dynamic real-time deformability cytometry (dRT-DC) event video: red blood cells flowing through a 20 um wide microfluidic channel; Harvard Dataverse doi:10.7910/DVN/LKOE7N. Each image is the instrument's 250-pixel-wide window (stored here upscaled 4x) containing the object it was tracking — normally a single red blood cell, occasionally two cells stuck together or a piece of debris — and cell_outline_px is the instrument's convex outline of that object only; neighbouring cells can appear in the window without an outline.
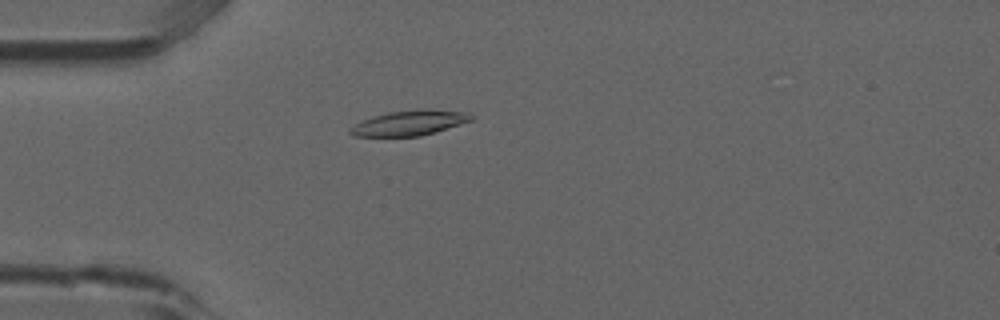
{"species": "common noctule bat (a hibernating species)", "species_latin": "Nyctalus noctula", "temperature_condition": "room temperature", "stored_images_in_passage": 50, "camera_frame_rate_fps": 3000, "um_per_image_px": 0.085, "animal": {"sex": "male", "forearm_length_mm": 52.5}, "frame": {"image": 1, "passage_image": 14, "time_ms": 4.333, "image_size_px": [1000, 320], "cell_outline_px": [[476, 116], [472, 120], [436, 132], [420, 136], [356, 136], [348, 132], [356, 124], [372, 116], [388, 112], [428, 108], [468, 112]], "centroid_in_image_um": [34.89, 10.43], "position_along_channel_um": 50.1, "area_um2": 17.69}}
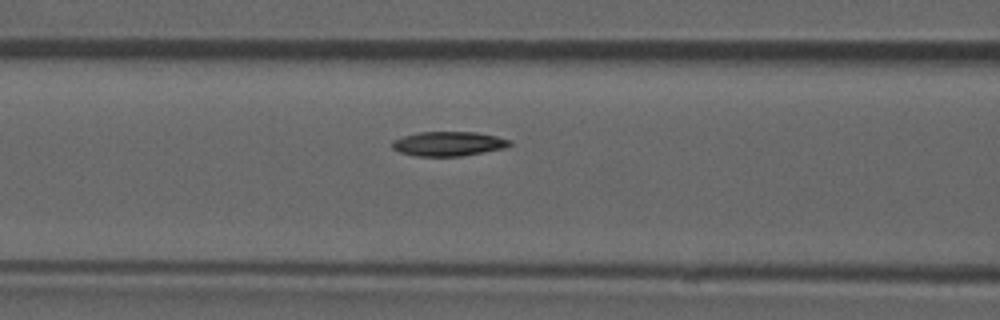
{"frame": {"image": 2, "passage_image": 21, "time_ms": 6.667, "image_size_px": [1000, 320], "cell_outline_px": [[512, 144], [504, 148], [460, 156], [416, 156], [400, 152], [392, 148], [392, 140], [404, 136], [420, 132], [476, 132], [496, 136], [512, 140]], "centroid_in_image_um": [38.12, 12.21], "position_along_channel_um": 128.5, "area_um2": 16.65}}
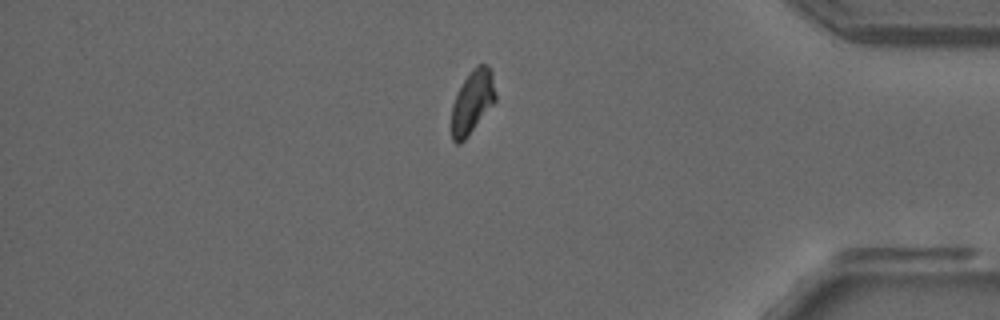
{"frame": {"image": 3, "passage_image": 44, "time_ms": 14.333, "image_size_px": [1000, 320], "cell_outline_px": [[496, 100], [468, 136], [460, 144], [456, 144], [452, 140], [452, 104], [464, 80], [472, 68], [476, 64], [488, 64], [492, 72], [496, 92]], "centroid_in_image_um": [40.17, 8.64], "position_along_channel_um": 395.0, "area_um2": 16.18}, "authors_computed_cell_mechanics": {"area_um2": 16.8776, "velocity_mm_per_s": 3.8646, "shape_relaxation_time_tau1_ms": 5.2917, "shape_relaxation_time_tau2_ms": null, "deformation_change_tau1": 0.1578, "deformation_change_tau2": null}}